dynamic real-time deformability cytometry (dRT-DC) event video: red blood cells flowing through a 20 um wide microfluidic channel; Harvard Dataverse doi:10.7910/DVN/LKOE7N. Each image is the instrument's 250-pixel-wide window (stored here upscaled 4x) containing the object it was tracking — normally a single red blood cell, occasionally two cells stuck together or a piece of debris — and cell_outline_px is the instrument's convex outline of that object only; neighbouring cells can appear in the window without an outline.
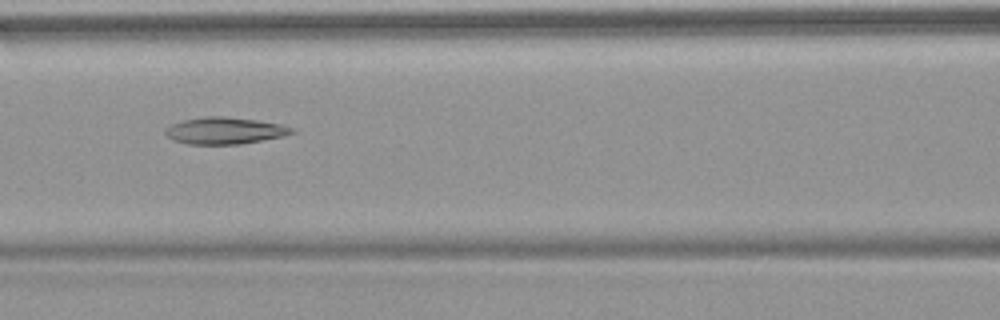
{"species": "common noctule bat (a hibernating species)", "species_latin": "Nyctalus noctula", "temperature_condition": "warm", "stored_images_in_passage": 5, "camera_frame_rate_fps": 3000, "um_per_image_px": 0.085, "animal": {"sex": "female", "body_mass_g": 18.4}, "frame": {"image": 1, "passage_image": 3, "time_ms": 2.333, "image_size_px": [1000, 320], "cell_outline_px": [[296, 132], [284, 136], [240, 144], [188, 144], [176, 140], [168, 136], [164, 132], [164, 128], [172, 124], [184, 120], [204, 116], [224, 116], [256, 120], [280, 124], [292, 128]], "centroid_in_image_um": [19.1, 11.1], "position_along_channel_um": 147.5, "area_um2": 19.59}}
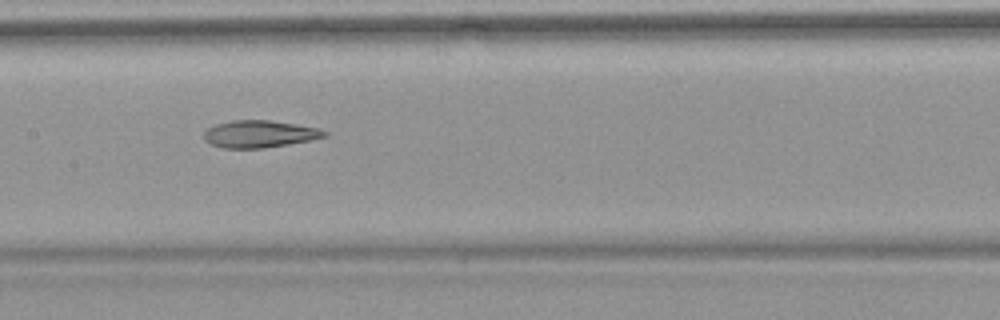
{"frame": {"image": 2, "passage_image": 4, "time_ms": 3.333, "image_size_px": [1000, 320], "cell_outline_px": [[328, 136], [312, 140], [264, 148], [220, 148], [204, 140], [204, 132], [208, 128], [216, 124], [232, 120], [268, 120], [296, 124], [320, 128], [328, 132]], "centroid_in_image_um": [22.08, 11.39], "position_along_channel_um": 185.3, "area_um2": 19.19}}
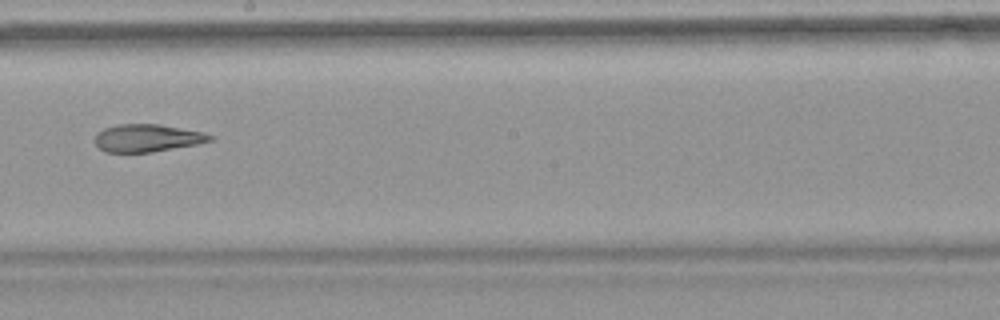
{"frame": {"image": 3, "passage_image": 5, "time_ms": 4.667, "image_size_px": [1000, 320], "cell_outline_px": [[216, 136], [212, 140], [196, 144], [152, 152], [104, 152], [96, 144], [96, 132], [104, 128], [120, 124], [160, 124], [204, 132]], "centroid_in_image_um": [12.54, 11.72], "position_along_channel_um": 235.7, "area_um2": 18.5}}